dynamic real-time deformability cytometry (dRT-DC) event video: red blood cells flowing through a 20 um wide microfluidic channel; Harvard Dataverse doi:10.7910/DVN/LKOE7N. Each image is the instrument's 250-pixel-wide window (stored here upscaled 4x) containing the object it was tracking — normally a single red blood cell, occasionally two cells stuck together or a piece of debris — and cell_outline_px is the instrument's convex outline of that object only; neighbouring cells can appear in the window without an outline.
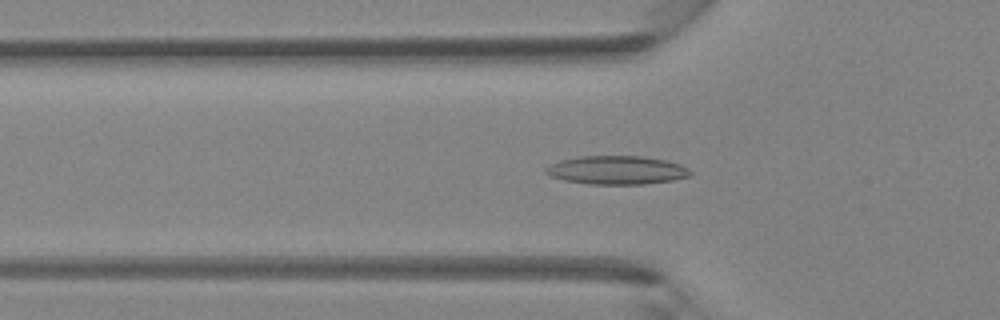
{"species": "Egyptian fruit bat (a non-hibernating species)", "species_latin": "Rousettus aegyptiacus", "temperature_condition": "room temperature", "stored_images_in_passage": 42, "camera_frame_rate_fps": 3000, "um_per_image_px": 0.085, "animal": {"sex": "female"}, "frame": {"image": 1, "passage_image": 14, "time_ms": 4.333, "image_size_px": [1000, 320], "cell_outline_px": [[692, 172], [688, 176], [672, 180], [644, 184], [588, 184], [564, 180], [552, 176], [544, 172], [544, 168], [560, 160], [580, 156], [644, 156], [664, 160], [680, 164], [688, 168]], "centroid_in_image_um": [52.41, 14.45], "position_along_channel_um": 73.4, "area_um2": 23.93}}
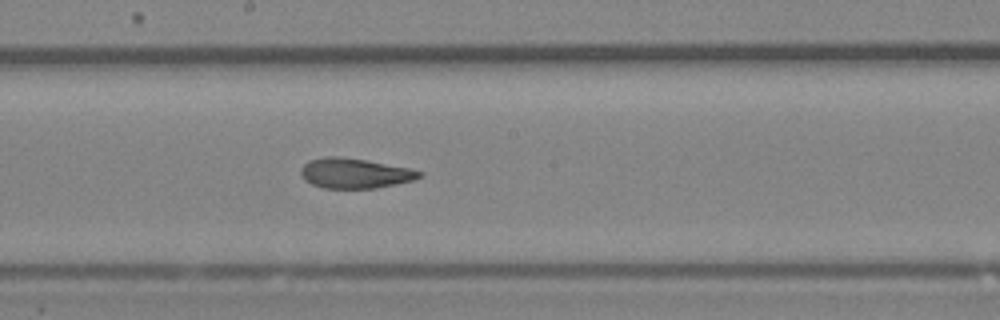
{"frame": {"image": 2, "passage_image": 23, "time_ms": 7.333, "image_size_px": [1000, 320], "cell_outline_px": [[424, 176], [412, 180], [396, 184], [376, 188], [324, 188], [312, 184], [304, 180], [300, 176], [300, 168], [308, 160], [328, 156], [336, 156], [364, 160], [408, 168], [424, 172]], "centroid_in_image_um": [30.13, 14.73], "position_along_channel_um": 218.1, "area_um2": 20.69}}
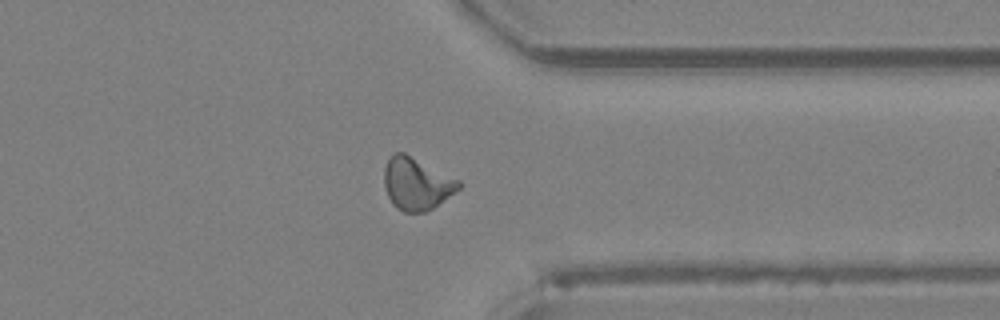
{"frame": {"image": 3, "passage_image": 33, "time_ms": 10.667, "image_size_px": [1000, 320], "cell_outline_px": [[460, 188], [432, 208], [424, 212], [404, 212], [396, 208], [392, 204], [384, 188], [384, 168], [388, 160], [396, 152], [404, 152], [460, 180]], "centroid_in_image_um": [35.39, 15.62], "position_along_channel_um": 376.0, "area_um2": 22.54}}